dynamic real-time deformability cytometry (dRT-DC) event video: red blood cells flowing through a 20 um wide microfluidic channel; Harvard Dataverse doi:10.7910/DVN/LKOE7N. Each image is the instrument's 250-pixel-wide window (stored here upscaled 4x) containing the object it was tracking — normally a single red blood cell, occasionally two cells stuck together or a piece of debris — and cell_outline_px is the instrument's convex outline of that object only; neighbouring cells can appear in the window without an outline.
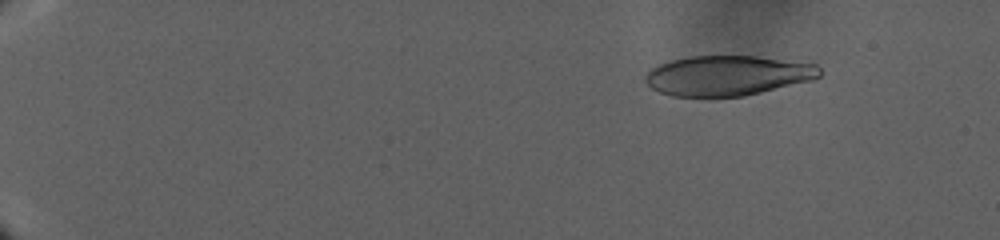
{"species": "human", "species_latin": "Homo sapiens", "temperature_condition": "warm", "stored_images_in_passage": 65, "camera_frame_rate_fps": 3000, "um_per_image_px": 0.085, "donor": {"sex": "male"}, "frame": {"image": 1, "passage_image": 8, "time_ms": 6.0, "image_size_px": [1000, 240], "cell_outline_px": [[820, 76], [812, 80], [744, 96], [672, 96], [660, 92], [652, 88], [644, 80], [644, 76], [656, 64], [688, 56], [756, 56], [816, 64], [820, 68]], "centroid_in_image_um": [61.82, 6.41], "position_along_channel_um": 23.2, "area_um2": 40.52}}
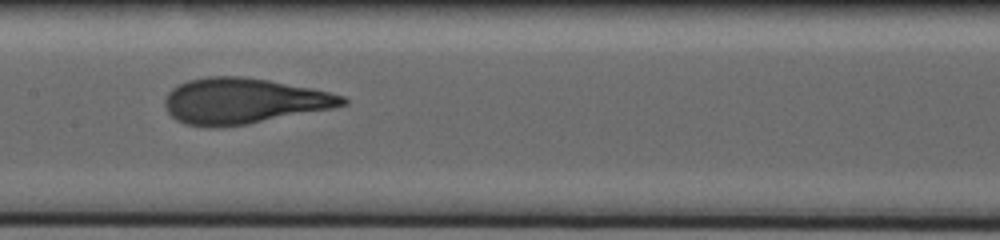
{"frame": {"image": 2, "passage_image": 38, "time_ms": 26.0, "image_size_px": [1000, 240], "cell_outline_px": [[348, 104], [332, 108], [248, 124], [224, 128], [208, 128], [184, 124], [176, 120], [168, 112], [164, 104], [164, 100], [168, 92], [176, 84], [188, 80], [208, 76], [240, 76], [268, 80], [312, 88], [344, 96], [348, 100]], "centroid_in_image_um": [20.65, 8.59], "position_along_channel_um": 186.8, "area_um2": 47.63}}
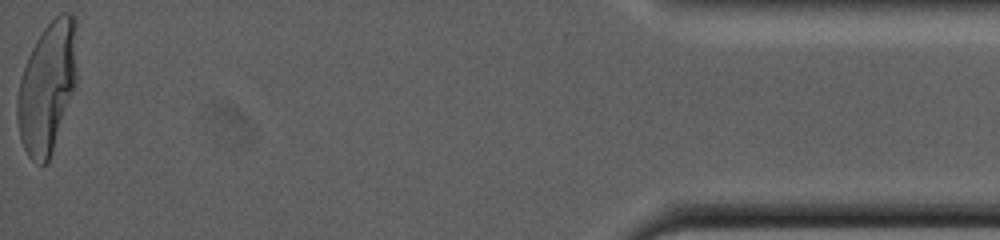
{"frame": {"image": 3, "passage_image": 65, "time_ms": 45.333, "image_size_px": [1000, 240], "cell_outline_px": [[76, 84], [48, 164], [36, 164], [28, 156], [20, 140], [16, 120], [16, 100], [20, 80], [28, 56], [36, 40], [44, 28], [60, 12], [72, 12], [76, 16]], "centroid_in_image_um": [4.01, 7.43], "position_along_channel_um": 431.2, "area_um2": 45.84}}